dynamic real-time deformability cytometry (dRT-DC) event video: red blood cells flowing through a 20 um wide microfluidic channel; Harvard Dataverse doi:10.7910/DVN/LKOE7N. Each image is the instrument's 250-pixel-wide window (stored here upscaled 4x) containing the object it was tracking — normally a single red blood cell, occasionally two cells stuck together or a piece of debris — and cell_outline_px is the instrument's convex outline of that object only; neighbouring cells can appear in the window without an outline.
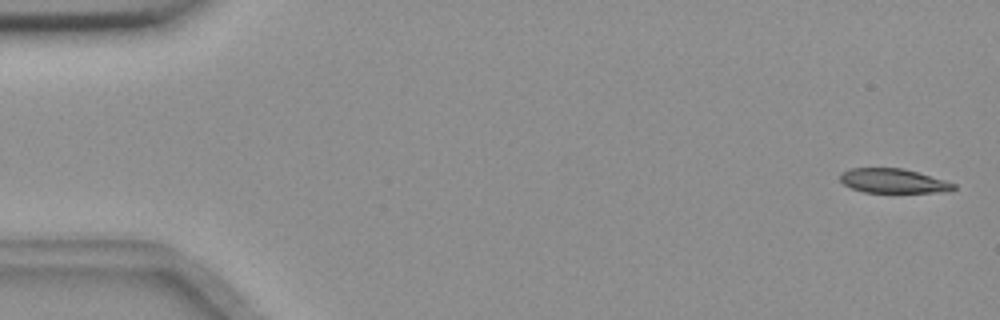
{"species": "common noctule bat (a hibernating species)", "species_latin": "Nyctalus noctula", "temperature_condition": "room temperature", "stored_images_in_passage": 5, "camera_frame_rate_fps": 3000, "um_per_image_px": 0.085, "animal": {"sex": "female", "body_mass_g": 18.4}, "frame": {"image": 1, "passage_image": 1, "time_ms": 0.0, "image_size_px": [1000, 320], "cell_outline_px": [[956, 188], [944, 192], [864, 192], [852, 188], [844, 184], [840, 180], [840, 176], [844, 172], [852, 168], [900, 168], [916, 172], [944, 180], [956, 184]], "centroid_in_image_um": [75.93, 15.38], "position_along_channel_um": 9.1, "area_um2": 15.78}}
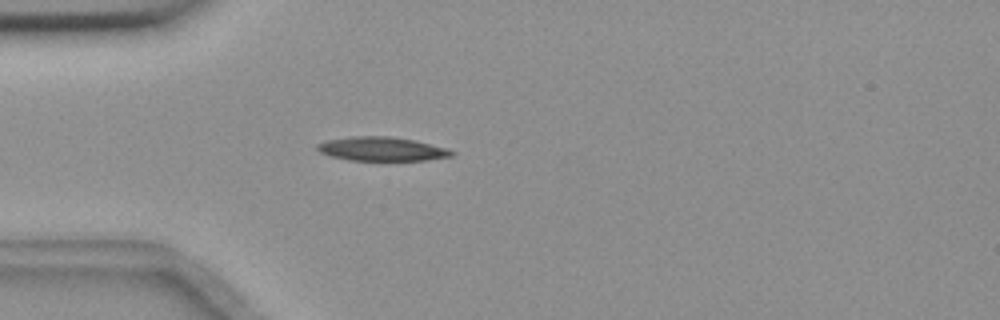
{"frame": {"image": 2, "passage_image": 5, "time_ms": 1.333, "image_size_px": [1000, 320], "cell_outline_px": [[456, 152], [452, 156], [424, 160], [348, 160], [332, 156], [320, 152], [316, 148], [316, 144], [324, 140], [352, 136], [392, 136], [416, 140], [448, 148]], "centroid_in_image_um": [32.45, 12.64], "position_along_channel_um": 52.5, "area_um2": 18.9}}